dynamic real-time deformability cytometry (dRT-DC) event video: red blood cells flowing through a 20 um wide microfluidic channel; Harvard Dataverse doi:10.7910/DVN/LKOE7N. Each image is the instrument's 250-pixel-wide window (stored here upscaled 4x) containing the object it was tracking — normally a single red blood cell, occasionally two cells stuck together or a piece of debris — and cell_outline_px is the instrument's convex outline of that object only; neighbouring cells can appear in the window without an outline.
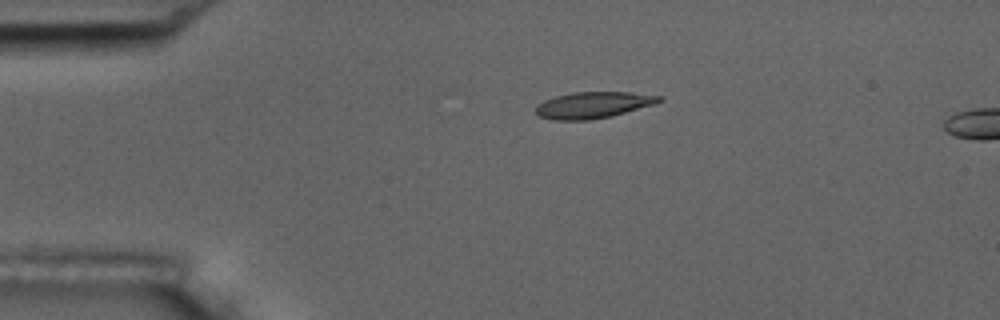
{"species": "common noctule bat (a hibernating species)", "species_latin": "Nyctalus noctula", "temperature_condition": "room temperature", "stored_images_in_passage": 4, "camera_frame_rate_fps": 3000, "um_per_image_px": 0.085, "animal": {"sex": "male", "body_mass_g": 17.5, "forearm_length_mm": 52.3}, "frame": {"image": 1, "passage_image": 4, "time_ms": 4.333, "image_size_px": [1000, 320], "cell_outline_px": [[664, 100], [656, 104], [612, 116], [588, 120], [556, 120], [540, 116], [532, 112], [544, 100], [556, 96], [576, 92], [632, 92], [660, 96]], "centroid_in_image_um": [50.45, 8.93], "position_along_channel_um": 34.5, "area_um2": 18.96}}